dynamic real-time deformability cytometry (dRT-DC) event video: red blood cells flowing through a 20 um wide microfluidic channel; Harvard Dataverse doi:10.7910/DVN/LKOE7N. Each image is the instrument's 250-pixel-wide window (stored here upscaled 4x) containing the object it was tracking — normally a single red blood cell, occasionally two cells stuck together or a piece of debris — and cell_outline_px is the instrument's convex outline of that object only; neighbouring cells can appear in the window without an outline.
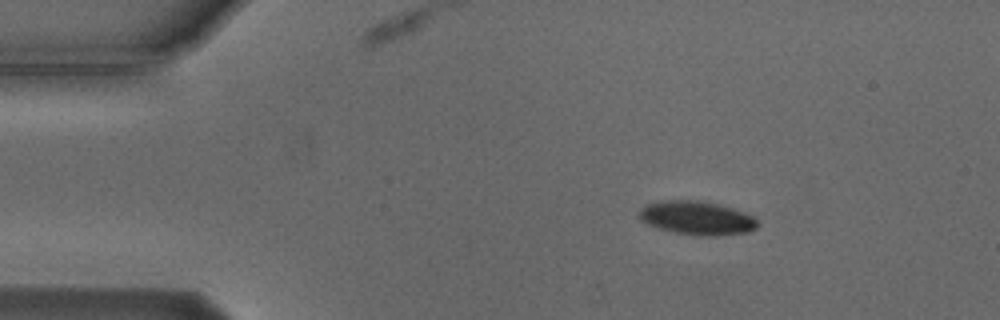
{"species": "Egyptian fruit bat (a non-hibernating species)", "species_latin": "Rousettus aegyptiacus", "temperature_condition": "cold", "stored_images_in_passage": 3, "camera_frame_rate_fps": 3000, "um_per_image_px": 0.085, "animal": {"sex": "male"}, "frame": {"image": 1, "passage_image": 1, "time_ms": 0.0, "image_size_px": [1000, 320], "cell_outline_px": [[760, 224], [756, 228], [748, 232], [716, 236], [708, 236], [676, 232], [660, 228], [648, 224], [640, 220], [636, 216], [636, 212], [644, 204], [668, 200], [696, 200], [720, 204], [756, 216]], "centroid_in_image_um": [59.24, 18.51], "position_along_channel_um": 25.8, "area_um2": 23.47}}